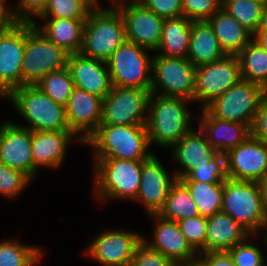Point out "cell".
<instances>
[{"mask_svg": "<svg viewBox=\"0 0 267 266\" xmlns=\"http://www.w3.org/2000/svg\"><path fill=\"white\" fill-rule=\"evenodd\" d=\"M190 103L193 102L183 98L151 94L146 121L151 149L155 145L169 150L194 127L197 116L190 111Z\"/></svg>", "mask_w": 267, "mask_h": 266, "instance_id": "obj_1", "label": "cell"}, {"mask_svg": "<svg viewBox=\"0 0 267 266\" xmlns=\"http://www.w3.org/2000/svg\"><path fill=\"white\" fill-rule=\"evenodd\" d=\"M93 159V192L98 203L111 201L133 202L141 184L143 162L118 158Z\"/></svg>", "mask_w": 267, "mask_h": 266, "instance_id": "obj_2", "label": "cell"}, {"mask_svg": "<svg viewBox=\"0 0 267 266\" xmlns=\"http://www.w3.org/2000/svg\"><path fill=\"white\" fill-rule=\"evenodd\" d=\"M83 146L91 148L93 158L145 161L154 153L146 125H99Z\"/></svg>", "mask_w": 267, "mask_h": 266, "instance_id": "obj_3", "label": "cell"}, {"mask_svg": "<svg viewBox=\"0 0 267 266\" xmlns=\"http://www.w3.org/2000/svg\"><path fill=\"white\" fill-rule=\"evenodd\" d=\"M19 114L24 124H16L31 131L70 130L65 106L55 102L36 85H23L14 89L5 99Z\"/></svg>", "mask_w": 267, "mask_h": 266, "instance_id": "obj_4", "label": "cell"}, {"mask_svg": "<svg viewBox=\"0 0 267 266\" xmlns=\"http://www.w3.org/2000/svg\"><path fill=\"white\" fill-rule=\"evenodd\" d=\"M125 40L122 14L110 3L106 7L101 6L90 11L84 27L80 53L106 62Z\"/></svg>", "mask_w": 267, "mask_h": 266, "instance_id": "obj_5", "label": "cell"}, {"mask_svg": "<svg viewBox=\"0 0 267 266\" xmlns=\"http://www.w3.org/2000/svg\"><path fill=\"white\" fill-rule=\"evenodd\" d=\"M223 213L230 215L252 235H261L267 225L259 182L227 178L223 187Z\"/></svg>", "mask_w": 267, "mask_h": 266, "instance_id": "obj_6", "label": "cell"}, {"mask_svg": "<svg viewBox=\"0 0 267 266\" xmlns=\"http://www.w3.org/2000/svg\"><path fill=\"white\" fill-rule=\"evenodd\" d=\"M68 53L50 41L33 23L26 22L22 58V86L34 85L48 73L67 66Z\"/></svg>", "mask_w": 267, "mask_h": 266, "instance_id": "obj_7", "label": "cell"}, {"mask_svg": "<svg viewBox=\"0 0 267 266\" xmlns=\"http://www.w3.org/2000/svg\"><path fill=\"white\" fill-rule=\"evenodd\" d=\"M153 52L125 40L106 61L113 86L151 89Z\"/></svg>", "mask_w": 267, "mask_h": 266, "instance_id": "obj_8", "label": "cell"}, {"mask_svg": "<svg viewBox=\"0 0 267 266\" xmlns=\"http://www.w3.org/2000/svg\"><path fill=\"white\" fill-rule=\"evenodd\" d=\"M151 74V93L194 103L196 66L187 58L167 57L154 52Z\"/></svg>", "mask_w": 267, "mask_h": 266, "instance_id": "obj_9", "label": "cell"}, {"mask_svg": "<svg viewBox=\"0 0 267 266\" xmlns=\"http://www.w3.org/2000/svg\"><path fill=\"white\" fill-rule=\"evenodd\" d=\"M266 94L267 91L262 86L241 79L205 109L217 119L243 123L250 128Z\"/></svg>", "mask_w": 267, "mask_h": 266, "instance_id": "obj_10", "label": "cell"}, {"mask_svg": "<svg viewBox=\"0 0 267 266\" xmlns=\"http://www.w3.org/2000/svg\"><path fill=\"white\" fill-rule=\"evenodd\" d=\"M150 89L113 86L103 99L99 125H146Z\"/></svg>", "mask_w": 267, "mask_h": 266, "instance_id": "obj_11", "label": "cell"}, {"mask_svg": "<svg viewBox=\"0 0 267 266\" xmlns=\"http://www.w3.org/2000/svg\"><path fill=\"white\" fill-rule=\"evenodd\" d=\"M141 242V232L109 227L88 242L83 253L102 266H130L135 249Z\"/></svg>", "mask_w": 267, "mask_h": 266, "instance_id": "obj_12", "label": "cell"}, {"mask_svg": "<svg viewBox=\"0 0 267 266\" xmlns=\"http://www.w3.org/2000/svg\"><path fill=\"white\" fill-rule=\"evenodd\" d=\"M241 80L236 55H226L218 61L196 67L194 105L203 109Z\"/></svg>", "mask_w": 267, "mask_h": 266, "instance_id": "obj_13", "label": "cell"}, {"mask_svg": "<svg viewBox=\"0 0 267 266\" xmlns=\"http://www.w3.org/2000/svg\"><path fill=\"white\" fill-rule=\"evenodd\" d=\"M113 4L122 14L126 40L155 52L160 43L164 19L138 0H116Z\"/></svg>", "mask_w": 267, "mask_h": 266, "instance_id": "obj_14", "label": "cell"}, {"mask_svg": "<svg viewBox=\"0 0 267 266\" xmlns=\"http://www.w3.org/2000/svg\"><path fill=\"white\" fill-rule=\"evenodd\" d=\"M147 217L153 222L149 239L142 235V242L150 249L160 252L177 265L197 260L199 253L181 232L178 222L162 218L158 214Z\"/></svg>", "mask_w": 267, "mask_h": 266, "instance_id": "obj_15", "label": "cell"}, {"mask_svg": "<svg viewBox=\"0 0 267 266\" xmlns=\"http://www.w3.org/2000/svg\"><path fill=\"white\" fill-rule=\"evenodd\" d=\"M0 162L22 171L32 181L39 173L33 165L32 131L12 119L0 123Z\"/></svg>", "mask_w": 267, "mask_h": 266, "instance_id": "obj_16", "label": "cell"}, {"mask_svg": "<svg viewBox=\"0 0 267 266\" xmlns=\"http://www.w3.org/2000/svg\"><path fill=\"white\" fill-rule=\"evenodd\" d=\"M26 45V22H18L0 35V97L4 100L22 86V58Z\"/></svg>", "mask_w": 267, "mask_h": 266, "instance_id": "obj_17", "label": "cell"}, {"mask_svg": "<svg viewBox=\"0 0 267 266\" xmlns=\"http://www.w3.org/2000/svg\"><path fill=\"white\" fill-rule=\"evenodd\" d=\"M227 176L261 182L267 177V143L249 136L226 153Z\"/></svg>", "mask_w": 267, "mask_h": 266, "instance_id": "obj_18", "label": "cell"}, {"mask_svg": "<svg viewBox=\"0 0 267 266\" xmlns=\"http://www.w3.org/2000/svg\"><path fill=\"white\" fill-rule=\"evenodd\" d=\"M159 158L154 152L143 162L141 184L133 201L135 204L138 202L139 206L142 203L146 216L159 213L165 204L171 185L177 180L175 173L168 172Z\"/></svg>", "mask_w": 267, "mask_h": 266, "instance_id": "obj_19", "label": "cell"}, {"mask_svg": "<svg viewBox=\"0 0 267 266\" xmlns=\"http://www.w3.org/2000/svg\"><path fill=\"white\" fill-rule=\"evenodd\" d=\"M103 99L74 88L65 105L69 129L83 142L98 129L102 119Z\"/></svg>", "mask_w": 267, "mask_h": 266, "instance_id": "obj_20", "label": "cell"}, {"mask_svg": "<svg viewBox=\"0 0 267 266\" xmlns=\"http://www.w3.org/2000/svg\"><path fill=\"white\" fill-rule=\"evenodd\" d=\"M76 140L77 143L84 145L71 130L32 131L34 167L38 171L41 167L48 168L49 171L58 170L66 161L69 146Z\"/></svg>", "mask_w": 267, "mask_h": 266, "instance_id": "obj_21", "label": "cell"}, {"mask_svg": "<svg viewBox=\"0 0 267 266\" xmlns=\"http://www.w3.org/2000/svg\"><path fill=\"white\" fill-rule=\"evenodd\" d=\"M66 67L75 87L97 97L104 99L113 87L105 61L74 53L68 55Z\"/></svg>", "mask_w": 267, "mask_h": 266, "instance_id": "obj_22", "label": "cell"}, {"mask_svg": "<svg viewBox=\"0 0 267 266\" xmlns=\"http://www.w3.org/2000/svg\"><path fill=\"white\" fill-rule=\"evenodd\" d=\"M169 150L171 151L170 160L180 168L173 171L177 179L184 177L198 166L208 165L219 153L208 143L201 129L195 126Z\"/></svg>", "mask_w": 267, "mask_h": 266, "instance_id": "obj_23", "label": "cell"}, {"mask_svg": "<svg viewBox=\"0 0 267 266\" xmlns=\"http://www.w3.org/2000/svg\"><path fill=\"white\" fill-rule=\"evenodd\" d=\"M198 127L205 134L208 143L219 153H227L250 136V128L243 123L220 120L205 108L199 109Z\"/></svg>", "mask_w": 267, "mask_h": 266, "instance_id": "obj_24", "label": "cell"}, {"mask_svg": "<svg viewBox=\"0 0 267 266\" xmlns=\"http://www.w3.org/2000/svg\"><path fill=\"white\" fill-rule=\"evenodd\" d=\"M251 233L222 211L207 218L205 252L228 251Z\"/></svg>", "mask_w": 267, "mask_h": 266, "instance_id": "obj_25", "label": "cell"}, {"mask_svg": "<svg viewBox=\"0 0 267 266\" xmlns=\"http://www.w3.org/2000/svg\"><path fill=\"white\" fill-rule=\"evenodd\" d=\"M32 22L50 41L61 47L68 54L80 53L83 44L86 20H71L66 18L39 19Z\"/></svg>", "mask_w": 267, "mask_h": 266, "instance_id": "obj_26", "label": "cell"}, {"mask_svg": "<svg viewBox=\"0 0 267 266\" xmlns=\"http://www.w3.org/2000/svg\"><path fill=\"white\" fill-rule=\"evenodd\" d=\"M207 22L226 55H237L253 39V34L222 8Z\"/></svg>", "mask_w": 267, "mask_h": 266, "instance_id": "obj_27", "label": "cell"}, {"mask_svg": "<svg viewBox=\"0 0 267 266\" xmlns=\"http://www.w3.org/2000/svg\"><path fill=\"white\" fill-rule=\"evenodd\" d=\"M226 54L207 21H192L187 59L196 67L218 61Z\"/></svg>", "mask_w": 267, "mask_h": 266, "instance_id": "obj_28", "label": "cell"}, {"mask_svg": "<svg viewBox=\"0 0 267 266\" xmlns=\"http://www.w3.org/2000/svg\"><path fill=\"white\" fill-rule=\"evenodd\" d=\"M192 21L185 16L164 19L157 54L167 57L187 58Z\"/></svg>", "mask_w": 267, "mask_h": 266, "instance_id": "obj_29", "label": "cell"}, {"mask_svg": "<svg viewBox=\"0 0 267 266\" xmlns=\"http://www.w3.org/2000/svg\"><path fill=\"white\" fill-rule=\"evenodd\" d=\"M236 56L241 79L258 84L267 91V50L252 39Z\"/></svg>", "mask_w": 267, "mask_h": 266, "instance_id": "obj_30", "label": "cell"}, {"mask_svg": "<svg viewBox=\"0 0 267 266\" xmlns=\"http://www.w3.org/2000/svg\"><path fill=\"white\" fill-rule=\"evenodd\" d=\"M158 215L176 222L199 216L197 206L190 192L179 179L171 185L165 204Z\"/></svg>", "mask_w": 267, "mask_h": 266, "instance_id": "obj_31", "label": "cell"}, {"mask_svg": "<svg viewBox=\"0 0 267 266\" xmlns=\"http://www.w3.org/2000/svg\"><path fill=\"white\" fill-rule=\"evenodd\" d=\"M44 253L37 245L5 238L0 241V266H38L42 263Z\"/></svg>", "mask_w": 267, "mask_h": 266, "instance_id": "obj_32", "label": "cell"}, {"mask_svg": "<svg viewBox=\"0 0 267 266\" xmlns=\"http://www.w3.org/2000/svg\"><path fill=\"white\" fill-rule=\"evenodd\" d=\"M181 182L190 192L200 216L209 218L222 210L224 183Z\"/></svg>", "mask_w": 267, "mask_h": 266, "instance_id": "obj_33", "label": "cell"}, {"mask_svg": "<svg viewBox=\"0 0 267 266\" xmlns=\"http://www.w3.org/2000/svg\"><path fill=\"white\" fill-rule=\"evenodd\" d=\"M36 85L42 92L55 102L65 106L75 88L73 79L67 67L48 73Z\"/></svg>", "mask_w": 267, "mask_h": 266, "instance_id": "obj_34", "label": "cell"}, {"mask_svg": "<svg viewBox=\"0 0 267 266\" xmlns=\"http://www.w3.org/2000/svg\"><path fill=\"white\" fill-rule=\"evenodd\" d=\"M263 5L253 0H222V9L253 35L259 27Z\"/></svg>", "mask_w": 267, "mask_h": 266, "instance_id": "obj_35", "label": "cell"}, {"mask_svg": "<svg viewBox=\"0 0 267 266\" xmlns=\"http://www.w3.org/2000/svg\"><path fill=\"white\" fill-rule=\"evenodd\" d=\"M92 9L85 0H49L44 11L33 22L49 18L87 20Z\"/></svg>", "mask_w": 267, "mask_h": 266, "instance_id": "obj_36", "label": "cell"}, {"mask_svg": "<svg viewBox=\"0 0 267 266\" xmlns=\"http://www.w3.org/2000/svg\"><path fill=\"white\" fill-rule=\"evenodd\" d=\"M228 178L226 154L218 153L208 165L198 166L189 171L180 181H198L201 183H224Z\"/></svg>", "mask_w": 267, "mask_h": 266, "instance_id": "obj_37", "label": "cell"}, {"mask_svg": "<svg viewBox=\"0 0 267 266\" xmlns=\"http://www.w3.org/2000/svg\"><path fill=\"white\" fill-rule=\"evenodd\" d=\"M263 237V239L261 238ZM260 235H250L246 240L241 243L236 244L227 252L232 258L235 266H253L261 263L267 256V252L264 254L263 252L267 251V241L262 234ZM262 239L264 242L263 245L266 248L258 247L253 241L254 239ZM253 240V241H252ZM261 248L263 250H261ZM265 249V250H264Z\"/></svg>", "mask_w": 267, "mask_h": 266, "instance_id": "obj_38", "label": "cell"}, {"mask_svg": "<svg viewBox=\"0 0 267 266\" xmlns=\"http://www.w3.org/2000/svg\"><path fill=\"white\" fill-rule=\"evenodd\" d=\"M32 180L20 170L10 168L0 162V196L18 199L23 191L28 189Z\"/></svg>", "mask_w": 267, "mask_h": 266, "instance_id": "obj_39", "label": "cell"}, {"mask_svg": "<svg viewBox=\"0 0 267 266\" xmlns=\"http://www.w3.org/2000/svg\"><path fill=\"white\" fill-rule=\"evenodd\" d=\"M181 232L198 253H205V240L207 232V218L195 216L179 220Z\"/></svg>", "mask_w": 267, "mask_h": 266, "instance_id": "obj_40", "label": "cell"}, {"mask_svg": "<svg viewBox=\"0 0 267 266\" xmlns=\"http://www.w3.org/2000/svg\"><path fill=\"white\" fill-rule=\"evenodd\" d=\"M222 8V0H182L183 16L191 21H207Z\"/></svg>", "mask_w": 267, "mask_h": 266, "instance_id": "obj_41", "label": "cell"}, {"mask_svg": "<svg viewBox=\"0 0 267 266\" xmlns=\"http://www.w3.org/2000/svg\"><path fill=\"white\" fill-rule=\"evenodd\" d=\"M130 266H178L160 252L150 249L141 242L135 249Z\"/></svg>", "mask_w": 267, "mask_h": 266, "instance_id": "obj_42", "label": "cell"}, {"mask_svg": "<svg viewBox=\"0 0 267 266\" xmlns=\"http://www.w3.org/2000/svg\"><path fill=\"white\" fill-rule=\"evenodd\" d=\"M49 0H17L10 4L18 22H33L45 9Z\"/></svg>", "mask_w": 267, "mask_h": 266, "instance_id": "obj_43", "label": "cell"}, {"mask_svg": "<svg viewBox=\"0 0 267 266\" xmlns=\"http://www.w3.org/2000/svg\"><path fill=\"white\" fill-rule=\"evenodd\" d=\"M163 19L183 16L182 0H138Z\"/></svg>", "mask_w": 267, "mask_h": 266, "instance_id": "obj_44", "label": "cell"}, {"mask_svg": "<svg viewBox=\"0 0 267 266\" xmlns=\"http://www.w3.org/2000/svg\"><path fill=\"white\" fill-rule=\"evenodd\" d=\"M250 135L267 143V94L262 98L254 116Z\"/></svg>", "mask_w": 267, "mask_h": 266, "instance_id": "obj_45", "label": "cell"}, {"mask_svg": "<svg viewBox=\"0 0 267 266\" xmlns=\"http://www.w3.org/2000/svg\"><path fill=\"white\" fill-rule=\"evenodd\" d=\"M197 260L203 266H235L227 251L199 253Z\"/></svg>", "mask_w": 267, "mask_h": 266, "instance_id": "obj_46", "label": "cell"}, {"mask_svg": "<svg viewBox=\"0 0 267 266\" xmlns=\"http://www.w3.org/2000/svg\"><path fill=\"white\" fill-rule=\"evenodd\" d=\"M8 2V0H0V32H8L18 23Z\"/></svg>", "mask_w": 267, "mask_h": 266, "instance_id": "obj_47", "label": "cell"}, {"mask_svg": "<svg viewBox=\"0 0 267 266\" xmlns=\"http://www.w3.org/2000/svg\"><path fill=\"white\" fill-rule=\"evenodd\" d=\"M267 31V2L263 5L259 27L256 32Z\"/></svg>", "mask_w": 267, "mask_h": 266, "instance_id": "obj_48", "label": "cell"}, {"mask_svg": "<svg viewBox=\"0 0 267 266\" xmlns=\"http://www.w3.org/2000/svg\"><path fill=\"white\" fill-rule=\"evenodd\" d=\"M253 39L259 43L264 49L267 50V31L256 32L253 35Z\"/></svg>", "mask_w": 267, "mask_h": 266, "instance_id": "obj_49", "label": "cell"}, {"mask_svg": "<svg viewBox=\"0 0 267 266\" xmlns=\"http://www.w3.org/2000/svg\"><path fill=\"white\" fill-rule=\"evenodd\" d=\"M260 186L262 191L263 209L267 217V177L260 182Z\"/></svg>", "mask_w": 267, "mask_h": 266, "instance_id": "obj_50", "label": "cell"}, {"mask_svg": "<svg viewBox=\"0 0 267 266\" xmlns=\"http://www.w3.org/2000/svg\"><path fill=\"white\" fill-rule=\"evenodd\" d=\"M92 8H97L103 6L102 0H85Z\"/></svg>", "mask_w": 267, "mask_h": 266, "instance_id": "obj_51", "label": "cell"}, {"mask_svg": "<svg viewBox=\"0 0 267 266\" xmlns=\"http://www.w3.org/2000/svg\"><path fill=\"white\" fill-rule=\"evenodd\" d=\"M178 266H203L198 260L193 261V262H188L185 264H180Z\"/></svg>", "mask_w": 267, "mask_h": 266, "instance_id": "obj_52", "label": "cell"}, {"mask_svg": "<svg viewBox=\"0 0 267 266\" xmlns=\"http://www.w3.org/2000/svg\"><path fill=\"white\" fill-rule=\"evenodd\" d=\"M253 266H267V257L261 263L253 265Z\"/></svg>", "mask_w": 267, "mask_h": 266, "instance_id": "obj_53", "label": "cell"}, {"mask_svg": "<svg viewBox=\"0 0 267 266\" xmlns=\"http://www.w3.org/2000/svg\"><path fill=\"white\" fill-rule=\"evenodd\" d=\"M253 1H256V2H259V3H263V4H265L267 2V0H253Z\"/></svg>", "mask_w": 267, "mask_h": 266, "instance_id": "obj_54", "label": "cell"}, {"mask_svg": "<svg viewBox=\"0 0 267 266\" xmlns=\"http://www.w3.org/2000/svg\"><path fill=\"white\" fill-rule=\"evenodd\" d=\"M264 237H265V239H266V241H267V225H266V228H265V231H264Z\"/></svg>", "mask_w": 267, "mask_h": 266, "instance_id": "obj_55", "label": "cell"}, {"mask_svg": "<svg viewBox=\"0 0 267 266\" xmlns=\"http://www.w3.org/2000/svg\"><path fill=\"white\" fill-rule=\"evenodd\" d=\"M109 3H113L115 2L116 0H107Z\"/></svg>", "mask_w": 267, "mask_h": 266, "instance_id": "obj_56", "label": "cell"}]
</instances>
